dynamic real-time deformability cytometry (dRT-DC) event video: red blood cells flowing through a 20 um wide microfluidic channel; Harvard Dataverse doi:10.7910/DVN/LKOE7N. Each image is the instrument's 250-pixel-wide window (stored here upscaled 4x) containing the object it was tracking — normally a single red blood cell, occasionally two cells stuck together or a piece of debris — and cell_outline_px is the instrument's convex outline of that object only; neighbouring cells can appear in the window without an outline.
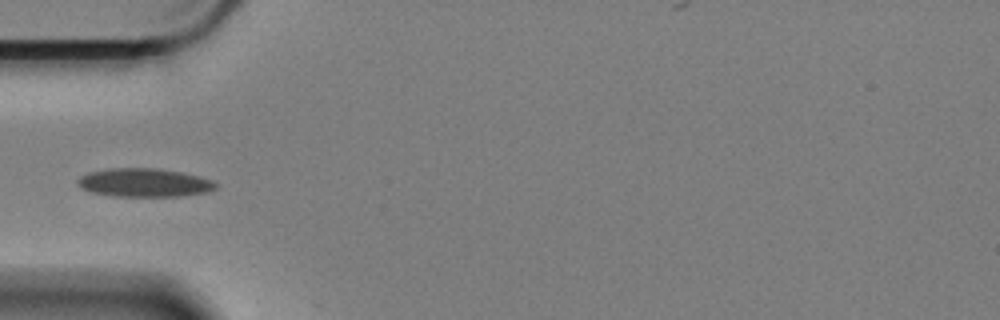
{"species": "Egyptian fruit bat (a non-hibernating species)", "species_latin": "Rousettus aegyptiacus", "temperature_condition": "cold", "stored_images_in_passage": 7, "camera_frame_rate_fps": 3000, "um_per_image_px": 0.085, "animal": {"sex": "female"}, "frame": {"image": 1, "passage_image": 1, "time_ms": 0.0, "image_size_px": [1000, 320], "cell_outline_px": [[216, 188], [208, 192], [180, 196], [112, 196], [92, 192], [80, 188], [76, 184], [76, 180], [80, 176], [88, 172], [112, 168], [156, 168], [180, 172], [212, 180], [216, 184]], "centroid_in_image_um": [12.21, 15.53], "position_along_channel_um": 72.8, "area_um2": 22.89}}
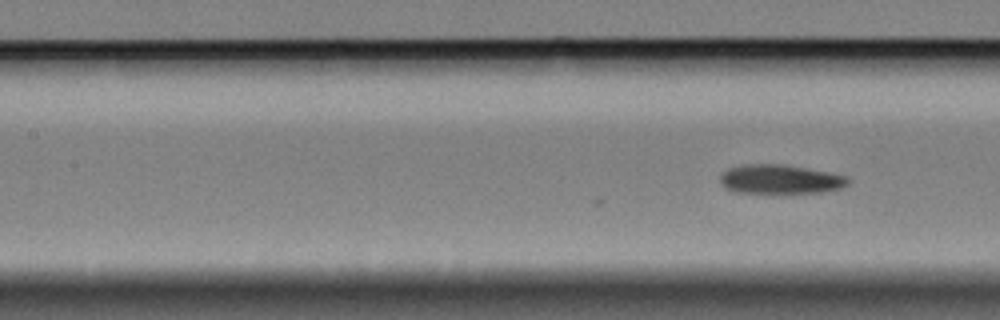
{"frame": {"image": 2, "passage_image": 7, "time_ms": 2.0, "image_size_px": [1000, 320], "cell_outline_px": [[848, 184], [840, 188], [820, 192], [736, 192], [724, 188], [720, 180], [720, 176], [728, 168], [744, 164], [780, 164], [828, 172], [848, 176]], "centroid_in_image_um": [66.28, 15.23], "position_along_channel_um": 141.1, "area_um2": 21.33}}